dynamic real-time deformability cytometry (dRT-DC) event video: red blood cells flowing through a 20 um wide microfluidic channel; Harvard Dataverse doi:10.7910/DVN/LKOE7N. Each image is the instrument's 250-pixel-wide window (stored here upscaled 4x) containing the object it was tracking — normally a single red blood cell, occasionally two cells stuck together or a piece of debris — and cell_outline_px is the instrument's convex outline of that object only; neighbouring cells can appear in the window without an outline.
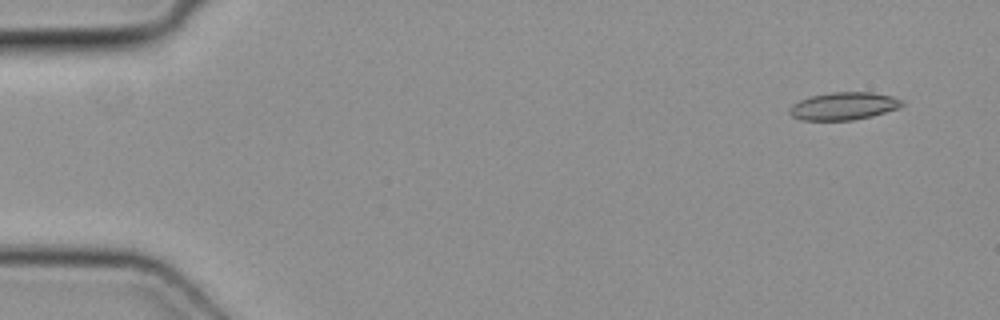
{"species": "common noctule bat (a hibernating species)", "species_latin": "Nyctalus noctula", "temperature_condition": "cold", "stored_images_in_passage": 45, "camera_frame_rate_fps": 3000, "um_per_image_px": 0.085, "animal": {"sex": "female", "body_mass_g": 19.3, "forearm_length_mm": 54.1}, "frame": {"image": 1, "passage_image": 1, "time_ms": 0.0, "image_size_px": [1000, 320], "cell_outline_px": [[904, 104], [900, 108], [872, 116], [852, 120], [800, 120], [792, 116], [788, 112], [788, 108], [792, 104], [800, 100], [812, 96], [832, 92], [872, 92], [892, 96], [900, 100]], "centroid_in_image_um": [71.7, 9.02], "position_along_channel_um": 13.3, "area_um2": 18.15}}
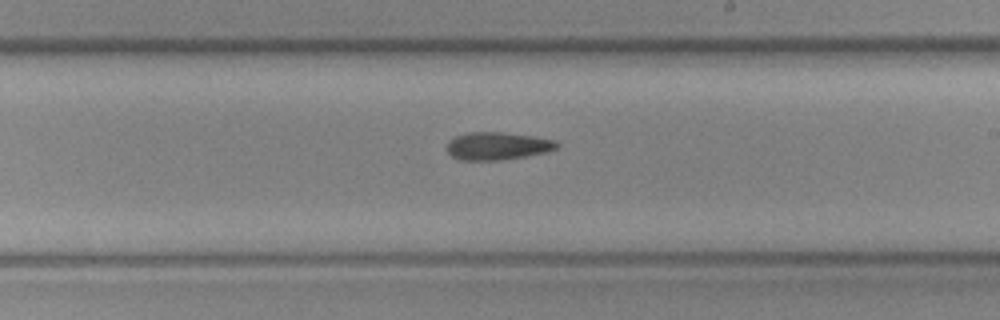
{"frame": {"image": 2, "passage_image": 27, "time_ms": 8.667, "image_size_px": [1000, 320], "cell_outline_px": [[560, 144], [556, 148], [544, 152], [524, 156], [500, 160], [460, 160], [452, 156], [448, 152], [448, 144], [456, 136], [468, 132], [500, 132], [532, 136], [556, 140]], "centroid_in_image_um": [42.29, 12.4], "position_along_channel_um": 246.7, "area_um2": 17.46}}
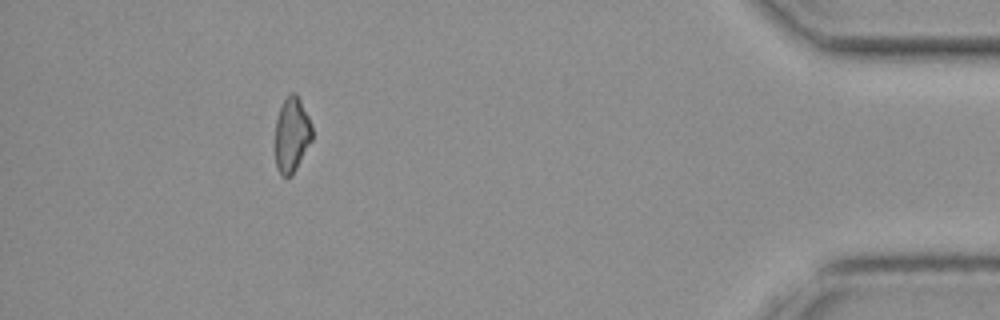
{"frame": {"image": 3, "passage_image": 43, "time_ms": 14.0, "image_size_px": [1000, 320], "cell_outline_px": [[312, 140], [296, 168], [288, 176], [280, 176], [276, 168], [276, 120], [280, 108], [284, 100], [292, 92], [296, 92], [312, 124]], "centroid_in_image_um": [24.8, 11.45], "position_along_channel_um": 410.4, "area_um2": 15.9}}